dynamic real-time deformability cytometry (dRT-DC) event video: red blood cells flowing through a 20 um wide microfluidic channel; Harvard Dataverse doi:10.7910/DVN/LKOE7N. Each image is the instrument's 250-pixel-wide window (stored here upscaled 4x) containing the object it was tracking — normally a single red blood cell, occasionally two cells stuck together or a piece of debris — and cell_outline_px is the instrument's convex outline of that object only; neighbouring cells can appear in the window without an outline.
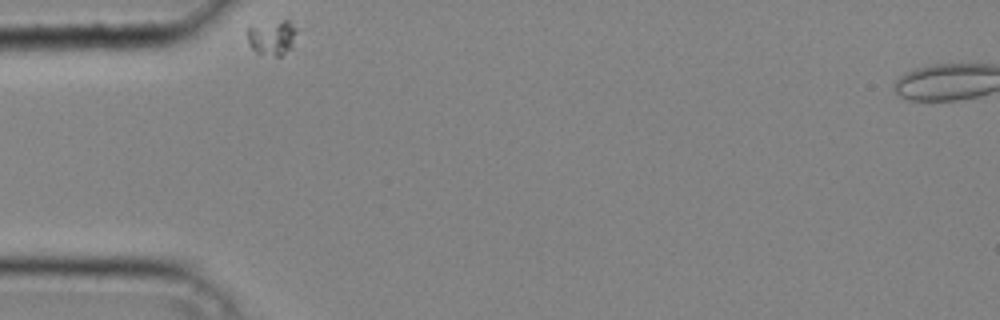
{"species": "common noctule bat (a hibernating species)", "species_latin": "Nyctalus noctula", "temperature_condition": "cold", "stored_images_in_passage": 27, "camera_frame_rate_fps": 3000, "um_per_image_px": 0.085, "animal": {"sex": "male", "body_mass_g": 20.4}, "frame": {"image": 1, "passage_image": 1, "time_ms": 0.0, "image_size_px": [1000, 320], "cell_outline_px": [[304, 28], [292, 48], [280, 56], [276, 56], [256, 52], [248, 44], [244, 32], [252, 24], [284, 20], [292, 20]], "centroid_in_image_um": [23.24, 3.12], "position_along_channel_um": 61.8, "area_um2": 11.16}}
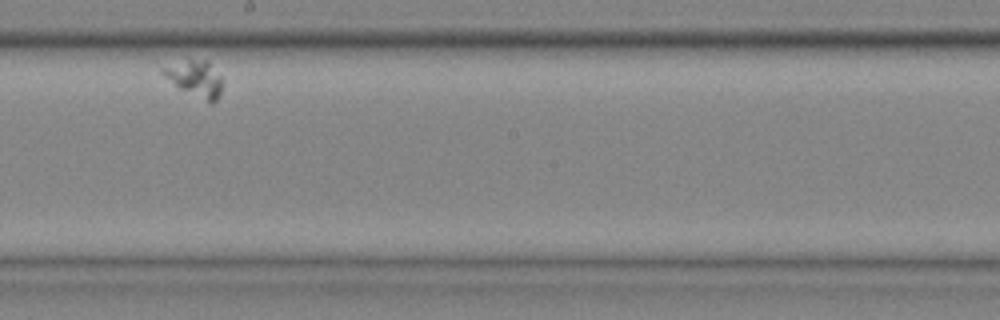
{"frame": {"image": 2, "passage_image": 16, "time_ms": 5.0, "image_size_px": [1000, 320], "cell_outline_px": [[224, 84], [220, 96], [216, 100], [208, 100], [180, 88], [160, 72], [160, 68], [188, 60], [208, 60], [220, 76]], "centroid_in_image_um": [16.64, 6.64], "position_along_channel_um": 231.6, "area_um2": 11.96}}
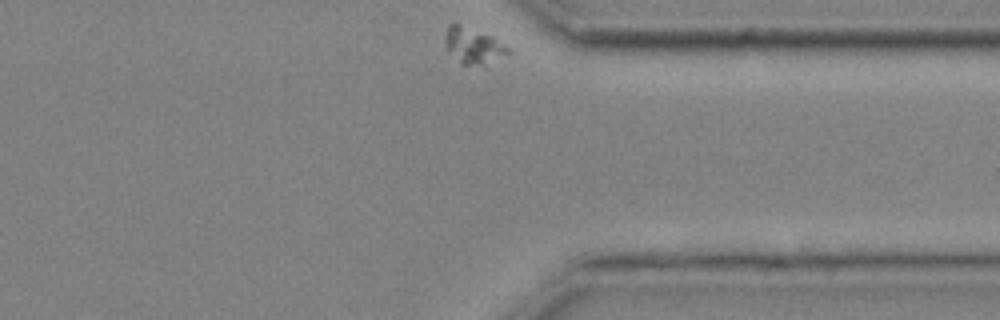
{"frame": {"image": 3, "passage_image": 27, "time_ms": 8.667, "image_size_px": [1000, 320], "cell_outline_px": [[512, 52], [480, 64], [464, 64], [448, 48], [444, 40], [444, 36], [448, 24], [460, 24], [492, 36], [508, 48]], "centroid_in_image_um": [40.21, 3.82], "position_along_channel_um": 371.2, "area_um2": 12.37}}